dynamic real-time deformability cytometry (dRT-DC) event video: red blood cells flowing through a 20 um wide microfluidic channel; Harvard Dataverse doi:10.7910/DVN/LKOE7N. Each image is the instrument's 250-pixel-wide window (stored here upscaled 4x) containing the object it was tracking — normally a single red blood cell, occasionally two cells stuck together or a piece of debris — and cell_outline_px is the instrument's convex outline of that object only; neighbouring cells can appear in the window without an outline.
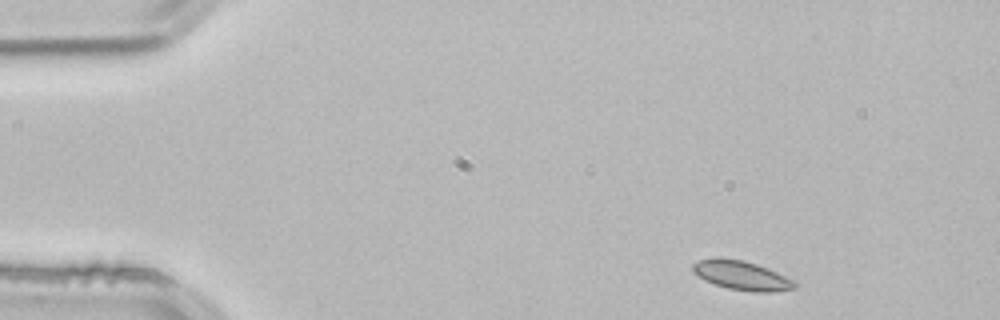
{"species": "common noctule bat (a hibernating species)", "species_latin": "Nyctalus noctula", "temperature_condition": "room temperature", "stored_images_in_passage": 2, "camera_frame_rate_fps": 3000, "um_per_image_px": 0.085, "animal": {"sex": "male", "body_mass_g": 21.5, "forearm_length_mm": 52.0}, "frame": {"image": 1, "passage_image": 1, "time_ms": 0.0, "image_size_px": [1000, 320], "cell_outline_px": [[796, 288], [772, 292], [752, 292], [728, 288], [704, 280], [692, 272], [692, 264], [700, 260], [716, 256], [744, 260], [768, 268], [792, 280], [796, 284]], "centroid_in_image_um": [62.99, 23.39], "position_along_channel_um": 22.0, "area_um2": 17.34}}